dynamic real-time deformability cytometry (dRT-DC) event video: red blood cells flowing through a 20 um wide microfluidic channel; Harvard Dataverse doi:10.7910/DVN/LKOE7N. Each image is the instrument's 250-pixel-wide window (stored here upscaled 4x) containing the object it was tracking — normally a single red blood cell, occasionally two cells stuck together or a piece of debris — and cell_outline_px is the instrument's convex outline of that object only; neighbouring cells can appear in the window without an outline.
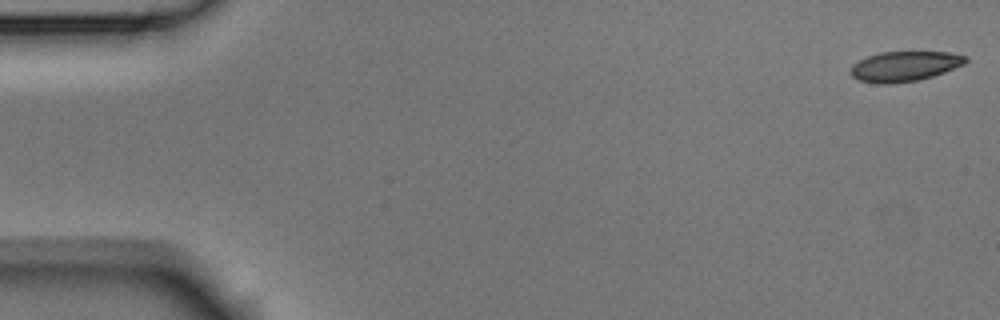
{"species": "Egyptian fruit bat (a non-hibernating species)", "species_latin": "Rousettus aegyptiacus", "temperature_condition": "room temperature", "stored_images_in_passage": 5, "camera_frame_rate_fps": 3000, "um_per_image_px": 0.085, "animal": {"sex": "male"}, "frame": {"image": 1, "passage_image": 1, "time_ms": 0.0, "image_size_px": [1000, 320], "cell_outline_px": [[968, 60], [964, 64], [944, 72], [920, 80], [892, 84], [880, 84], [860, 80], [852, 76], [848, 72], [852, 64], [868, 56], [880, 52], [948, 52], [968, 56]], "centroid_in_image_um": [76.88, 5.64], "position_along_channel_um": 8.1, "area_um2": 20.23}}
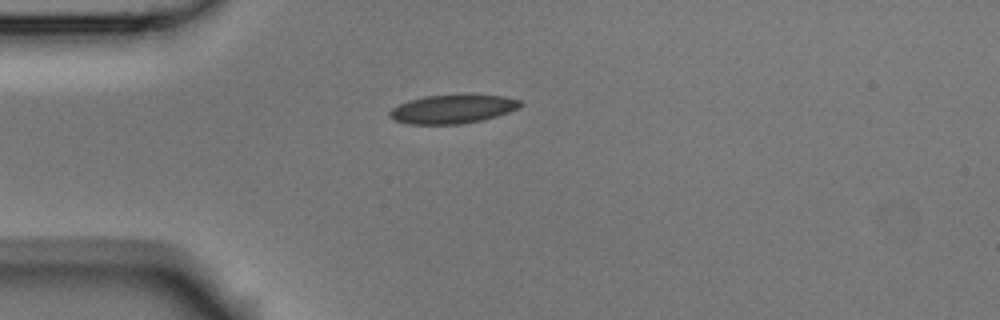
{"frame": {"image": 2, "passage_image": 5, "time_ms": 1.333, "image_size_px": [1000, 320], "cell_outline_px": [[524, 104], [520, 108], [484, 120], [460, 124], [412, 124], [396, 120], [388, 116], [388, 112], [392, 108], [408, 100], [424, 96], [504, 96], [520, 100]], "centroid_in_image_um": [38.48, 9.29], "position_along_channel_um": 46.5, "area_um2": 21.5}}